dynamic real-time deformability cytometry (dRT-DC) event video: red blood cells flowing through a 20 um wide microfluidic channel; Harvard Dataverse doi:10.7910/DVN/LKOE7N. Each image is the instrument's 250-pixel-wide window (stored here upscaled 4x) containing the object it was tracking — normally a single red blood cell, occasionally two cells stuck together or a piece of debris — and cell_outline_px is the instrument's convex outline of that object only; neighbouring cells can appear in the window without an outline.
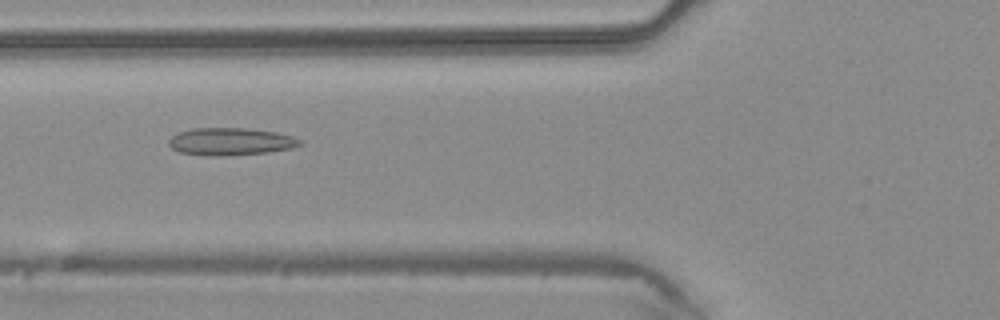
{"species": "common noctule bat (a hibernating species)", "species_latin": "Nyctalus noctula", "temperature_condition": "warm", "stored_images_in_passage": 43, "camera_frame_rate_fps": 3000, "um_per_image_px": 0.085, "animal": {"sex": "male", "body_mass_g": 20.4}, "frame": {"image": 1, "passage_image": 15, "time_ms": 4.667, "image_size_px": [1000, 320], "cell_outline_px": [[304, 144], [292, 148], [268, 152], [224, 156], [208, 156], [180, 152], [172, 148], [168, 144], [168, 140], [172, 136], [180, 132], [192, 128], [248, 128], [276, 132], [292, 136], [304, 140]], "centroid_in_image_um": [19.64, 12.03], "position_along_channel_um": 106.2, "area_um2": 21.15}}
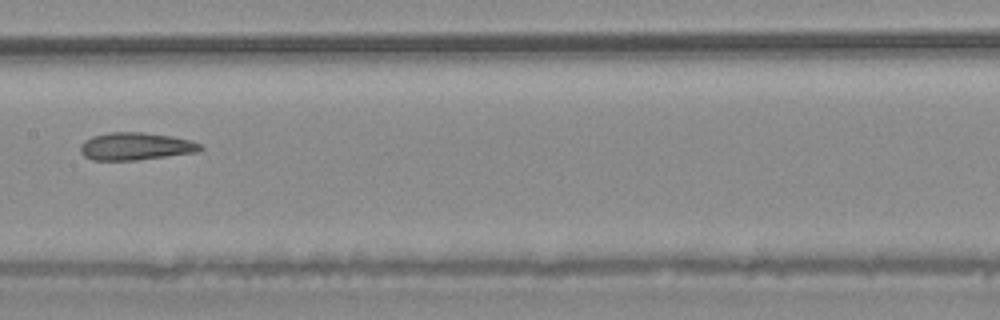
{"frame": {"image": 2, "passage_image": 21, "time_ms": 6.667, "image_size_px": [1000, 320], "cell_outline_px": [[204, 148], [196, 152], [136, 160], [92, 160], [84, 156], [80, 152], [80, 144], [84, 140], [92, 136], [108, 132], [144, 132], [172, 136], [192, 140], [200, 144]], "centroid_in_image_um": [11.5, 12.43], "position_along_channel_um": 195.9, "area_um2": 19.36}}
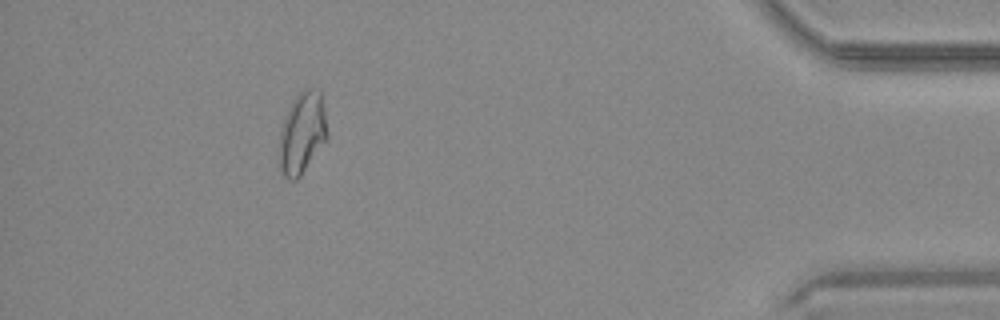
{"frame": {"image": 3, "passage_image": 39, "time_ms": 12.667, "image_size_px": [1000, 320], "cell_outline_px": [[328, 136], [300, 176], [296, 180], [288, 180], [280, 172], [276, 152], [280, 132], [284, 116], [292, 100], [304, 88], [320, 88], [328, 132]], "centroid_in_image_um": [25.63, 11.31], "position_along_channel_um": 409.6, "area_um2": 23.35}}